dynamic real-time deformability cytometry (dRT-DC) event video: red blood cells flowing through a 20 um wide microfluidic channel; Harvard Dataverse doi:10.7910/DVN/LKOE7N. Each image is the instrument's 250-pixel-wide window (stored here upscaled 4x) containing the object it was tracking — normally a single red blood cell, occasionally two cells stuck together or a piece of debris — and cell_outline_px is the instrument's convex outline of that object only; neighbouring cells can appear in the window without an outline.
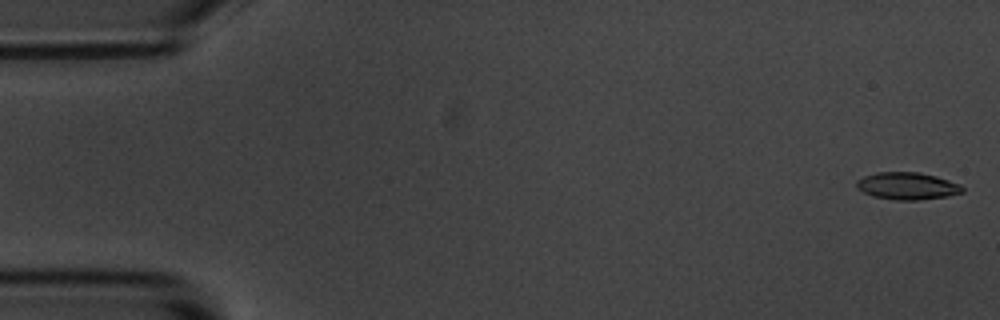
{"species": "common noctule bat (a hibernating species)", "species_latin": "Nyctalus noctula", "temperature_condition": "room temperature", "stored_images_in_passage": 4, "camera_frame_rate_fps": 3000, "um_per_image_px": 0.085, "animal": {"sex": "male", "body_mass_g": 20.1, "forearm_length_mm": 53.5}, "frame": {"image": 1, "passage_image": 1, "time_ms": 0.0, "image_size_px": [1000, 320], "cell_outline_px": [[964, 192], [948, 196], [920, 200], [896, 200], [872, 196], [856, 188], [856, 180], [864, 176], [876, 172], [920, 172], [936, 176], [960, 184], [964, 188]], "centroid_in_image_um": [77.12, 15.81], "position_along_channel_um": 7.9, "area_um2": 16.94}}
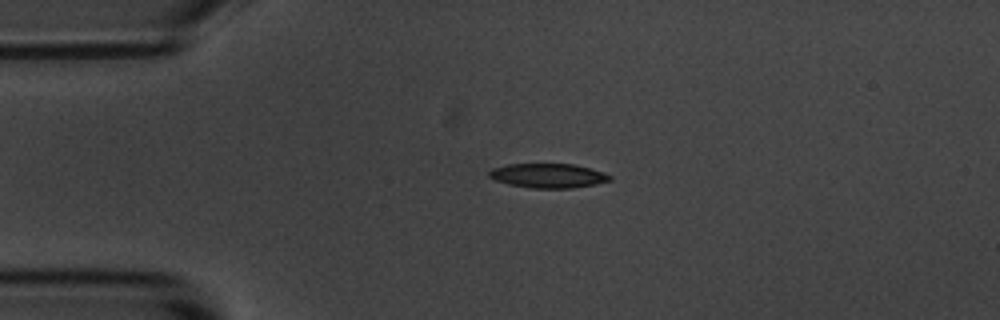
{"frame": {"image": 2, "passage_image": 4, "time_ms": 3.667, "image_size_px": [1000, 320], "cell_outline_px": [[612, 180], [596, 184], [572, 188], [532, 188], [508, 184], [496, 180], [488, 176], [488, 172], [492, 168], [508, 164], [572, 164], [604, 172], [612, 176]], "centroid_in_image_um": [46.59, 14.93], "position_along_channel_um": 38.4, "area_um2": 17.11}}